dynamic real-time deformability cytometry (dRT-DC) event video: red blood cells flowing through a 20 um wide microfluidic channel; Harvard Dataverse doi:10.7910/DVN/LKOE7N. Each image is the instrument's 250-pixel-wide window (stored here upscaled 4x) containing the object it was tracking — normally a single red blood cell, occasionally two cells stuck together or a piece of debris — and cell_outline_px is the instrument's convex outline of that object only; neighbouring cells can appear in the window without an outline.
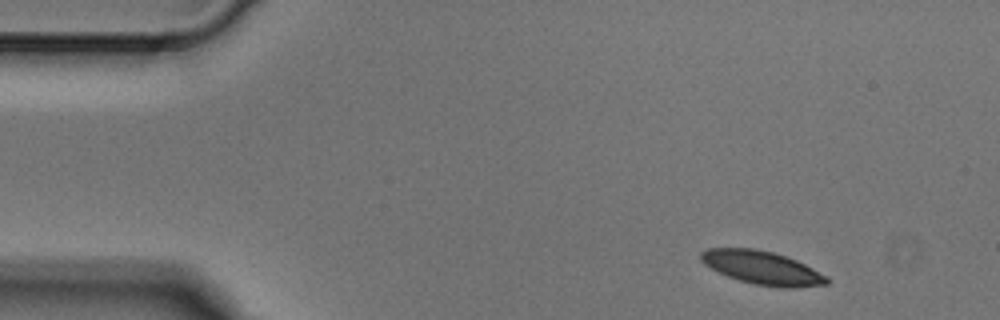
{"species": "Egyptian fruit bat (a non-hibernating species)", "species_latin": "Rousettus aegyptiacus", "temperature_condition": "cold", "stored_images_in_passage": 5, "segment_of_instrument_passage": [2, 2], "camera_frame_rate_fps": 3000, "um_per_image_px": 0.085, "animal": {"sex": "male"}, "frame": {"image": 1, "passage_image": 5, "time_ms": 1.333, "image_size_px": [1000, 320], "cell_outline_px": [[828, 284], [792, 288], [780, 288], [752, 284], [728, 276], [704, 264], [700, 260], [700, 252], [708, 248], [756, 248], [772, 252], [796, 260], [828, 276]], "centroid_in_image_um": [64.78, 22.76], "position_along_channel_um": 20.2, "area_um2": 24.45}}